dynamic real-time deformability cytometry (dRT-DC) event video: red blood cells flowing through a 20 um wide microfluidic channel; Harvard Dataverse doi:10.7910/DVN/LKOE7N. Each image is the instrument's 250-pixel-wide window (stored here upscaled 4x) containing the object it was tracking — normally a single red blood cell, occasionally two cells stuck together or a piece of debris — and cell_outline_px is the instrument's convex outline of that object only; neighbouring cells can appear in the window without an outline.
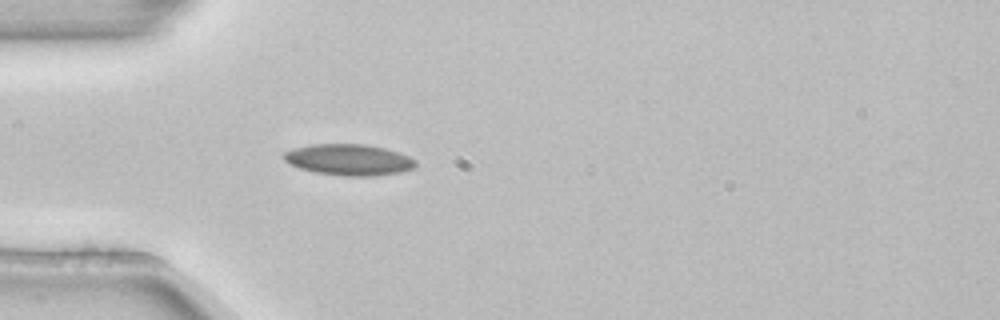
{"species": "common noctule bat (a hibernating species)", "species_latin": "Nyctalus noctula", "temperature_condition": "room temperature", "stored_images_in_passage": 2, "camera_frame_rate_fps": 3000, "um_per_image_px": 0.085, "animal": {"sex": "female", "body_mass_g": 22.7, "forearm_length_mm": 54.2}, "frame": {"image": 1, "passage_image": 2, "time_ms": 0.333, "image_size_px": [1000, 320], "cell_outline_px": [[416, 164], [412, 168], [400, 172], [372, 176], [344, 176], [316, 172], [300, 168], [288, 164], [280, 156], [284, 152], [292, 148], [312, 144], [364, 144], [384, 148], [400, 152], [416, 160]], "centroid_in_image_um": [29.61, 13.57], "position_along_channel_um": 55.4, "area_um2": 24.04}}